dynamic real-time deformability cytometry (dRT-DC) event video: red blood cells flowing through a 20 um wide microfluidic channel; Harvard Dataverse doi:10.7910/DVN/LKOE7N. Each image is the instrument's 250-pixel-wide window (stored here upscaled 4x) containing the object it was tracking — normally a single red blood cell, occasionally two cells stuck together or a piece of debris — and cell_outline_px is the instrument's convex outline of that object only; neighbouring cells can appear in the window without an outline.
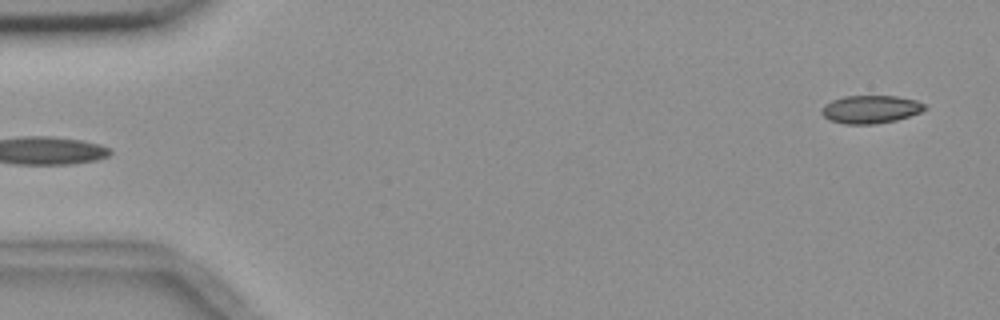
{"species": "common noctule bat (a hibernating species)", "species_latin": "Nyctalus noctula", "temperature_condition": "room temperature", "stored_images_in_passage": 3, "camera_frame_rate_fps": 3000, "um_per_image_px": 0.085, "animal": {"sex": "female", "body_mass_g": 18.4}, "frame": {"image": 1, "passage_image": 3, "time_ms": 3.0, "image_size_px": [1000, 320], "cell_outline_px": [[928, 108], [920, 112], [896, 120], [876, 124], [844, 124], [828, 120], [820, 112], [820, 108], [824, 104], [832, 100], [844, 96], [896, 96], [916, 100], [924, 104]], "centroid_in_image_um": [73.96, 9.29], "position_along_channel_um": 11.0, "area_um2": 16.94}}